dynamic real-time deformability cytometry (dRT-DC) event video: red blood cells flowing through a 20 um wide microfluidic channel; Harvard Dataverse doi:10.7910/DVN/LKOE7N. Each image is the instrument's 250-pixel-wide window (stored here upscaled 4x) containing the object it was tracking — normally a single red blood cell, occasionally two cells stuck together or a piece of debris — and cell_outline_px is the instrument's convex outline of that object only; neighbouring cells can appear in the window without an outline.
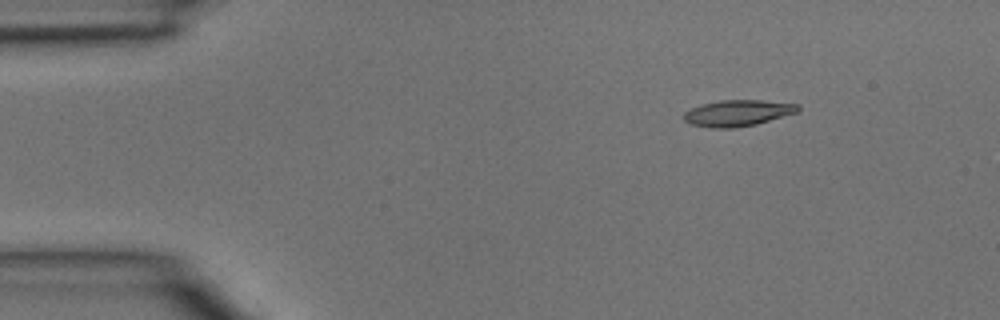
{"species": "common noctule bat (a hibernating species)", "species_latin": "Nyctalus noctula", "temperature_condition": "room temperature", "stored_images_in_passage": 3, "camera_frame_rate_fps": 3000, "um_per_image_px": 0.085, "animal": {"sex": "male", "body_mass_g": 15.6}, "frame": {"image": 1, "passage_image": 2, "time_ms": 0.333, "image_size_px": [1000, 320], "cell_outline_px": [[800, 108], [796, 112], [756, 124], [732, 128], [712, 128], [692, 124], [684, 120], [684, 112], [700, 104], [720, 100], [760, 100], [800, 104]], "centroid_in_image_um": [62.69, 9.6], "position_along_channel_um": 22.3, "area_um2": 17.28}}